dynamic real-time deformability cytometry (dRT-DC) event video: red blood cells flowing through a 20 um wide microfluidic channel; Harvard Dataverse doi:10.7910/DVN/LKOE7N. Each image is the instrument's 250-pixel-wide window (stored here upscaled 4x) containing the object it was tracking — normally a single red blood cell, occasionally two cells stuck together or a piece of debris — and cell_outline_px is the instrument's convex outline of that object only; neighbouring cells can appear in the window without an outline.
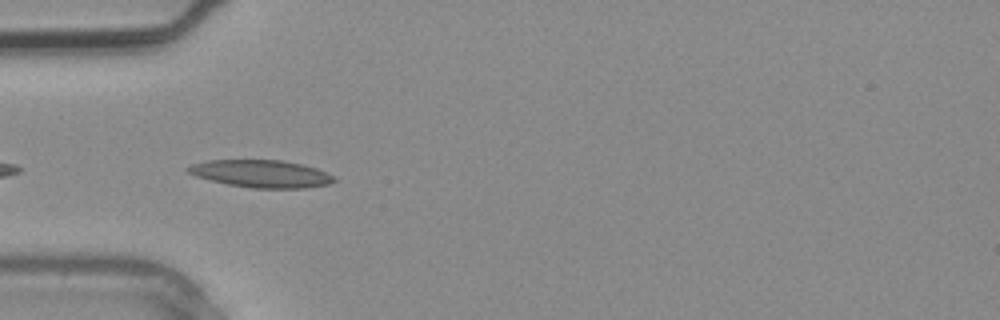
{"species": "common noctule bat (a hibernating species)", "species_latin": "Nyctalus noctula", "temperature_condition": "warm", "stored_images_in_passage": 2, "camera_frame_rate_fps": 3000, "um_per_image_px": 0.085, "animal": {"sex": "male", "body_mass_g": 20.4}, "frame": {"image": 1, "passage_image": 2, "time_ms": 0.333, "image_size_px": [1000, 320], "cell_outline_px": [[336, 180], [328, 184], [304, 188], [252, 188], [228, 184], [196, 176], [188, 172], [184, 168], [192, 164], [208, 160], [280, 160], [304, 164], [316, 168], [332, 176]], "centroid_in_image_um": [22.18, 14.76], "position_along_channel_um": 62.8, "area_um2": 23.18}}